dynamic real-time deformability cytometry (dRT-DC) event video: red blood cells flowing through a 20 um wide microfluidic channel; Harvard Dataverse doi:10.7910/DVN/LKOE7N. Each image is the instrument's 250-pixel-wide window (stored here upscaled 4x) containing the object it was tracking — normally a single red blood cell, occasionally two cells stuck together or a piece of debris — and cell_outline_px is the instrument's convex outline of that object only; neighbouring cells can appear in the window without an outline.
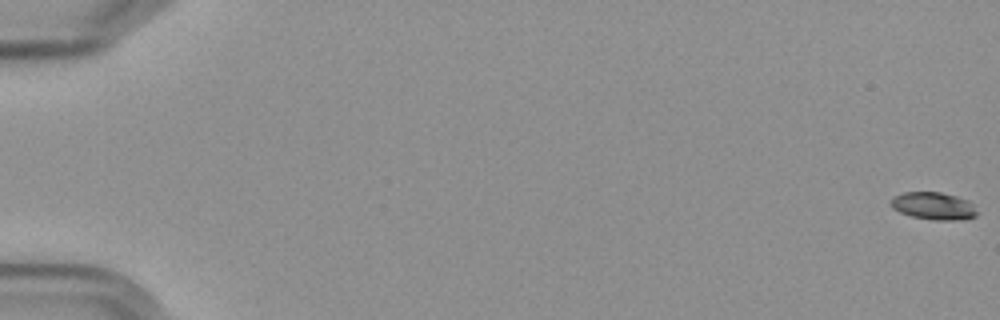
{"species": "Egyptian fruit bat (a non-hibernating species)", "species_latin": "Rousettus aegyptiacus", "temperature_condition": "cold", "stored_images_in_passage": 11, "camera_frame_rate_fps": 3000, "um_per_image_px": 0.085, "frame": {"image": 1, "passage_image": 1, "time_ms": 0.0, "image_size_px": [1000, 320], "cell_outline_px": [[976, 216], [952, 220], [932, 220], [912, 216], [900, 212], [892, 208], [892, 196], [904, 192], [940, 192], [956, 196], [968, 200], [972, 204], [976, 212]], "centroid_in_image_um": [79.32, 17.49], "position_along_channel_um": 5.7, "area_um2": 13.58}}